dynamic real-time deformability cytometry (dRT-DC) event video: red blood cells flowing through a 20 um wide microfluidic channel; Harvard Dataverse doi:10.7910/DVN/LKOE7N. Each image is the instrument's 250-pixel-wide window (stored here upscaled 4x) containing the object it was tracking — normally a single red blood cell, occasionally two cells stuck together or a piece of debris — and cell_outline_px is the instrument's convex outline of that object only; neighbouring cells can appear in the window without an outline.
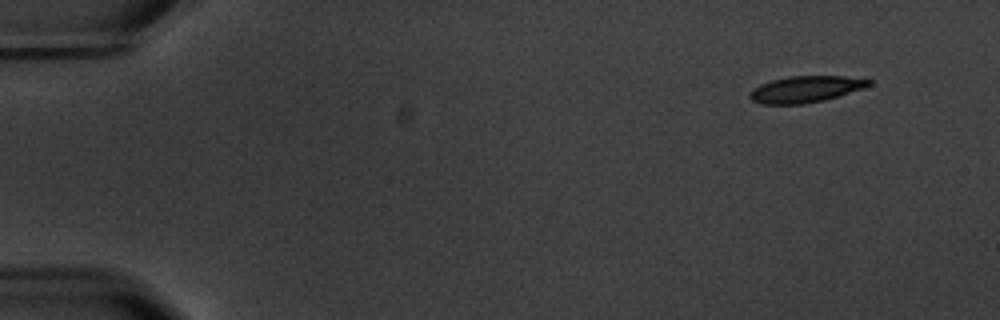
{"species": "common noctule bat (a hibernating species)", "species_latin": "Nyctalus noctula", "temperature_condition": "warm", "stored_images_in_passage": 7, "camera_frame_rate_fps": 3000, "um_per_image_px": 0.085, "animal": {"sex": "male", "body_mass_g": 20.1, "forearm_length_mm": 53.5}, "frame": {"image": 1, "passage_image": 2, "time_ms": 1.0, "image_size_px": [1000, 320], "cell_outline_px": [[872, 84], [864, 88], [824, 100], [804, 104], [760, 104], [752, 100], [748, 96], [748, 92], [752, 88], [760, 84], [772, 80], [788, 76], [844, 76], [872, 80]], "centroid_in_image_um": [68.43, 7.58], "position_along_channel_um": 16.6, "area_um2": 18.44}}
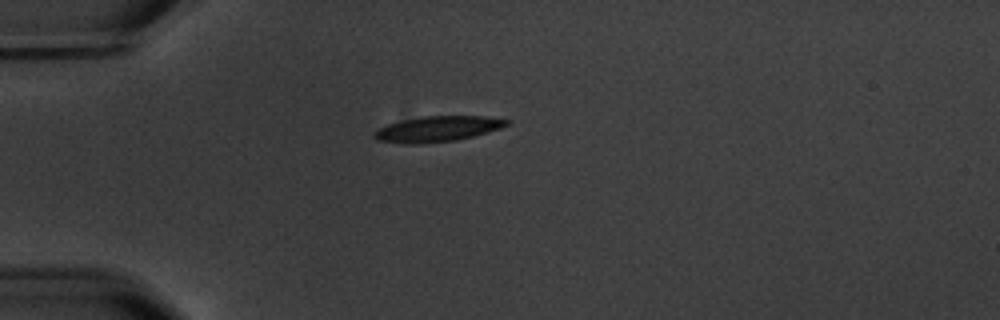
{"frame": {"image": 2, "passage_image": 5, "time_ms": 4.667, "image_size_px": [1000, 320], "cell_outline_px": [[512, 120], [508, 124], [500, 128], [488, 132], [456, 140], [420, 144], [404, 144], [376, 140], [372, 136], [380, 128], [388, 124], [404, 120], [424, 116], [484, 116]], "centroid_in_image_um": [37.2, 10.96], "position_along_channel_um": 47.8, "area_um2": 19.59}}